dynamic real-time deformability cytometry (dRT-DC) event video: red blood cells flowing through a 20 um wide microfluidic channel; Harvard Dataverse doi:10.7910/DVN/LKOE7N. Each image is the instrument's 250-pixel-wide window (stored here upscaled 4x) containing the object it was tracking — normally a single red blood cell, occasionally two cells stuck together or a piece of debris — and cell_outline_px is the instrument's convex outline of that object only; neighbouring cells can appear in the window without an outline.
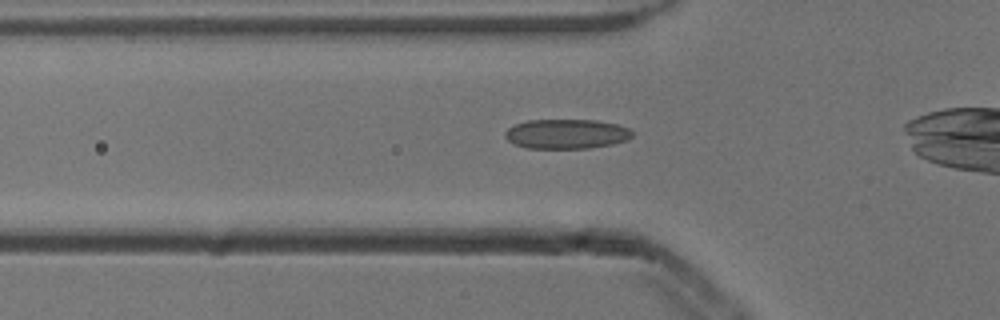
{"species": "common noctule bat (a hibernating species)", "species_latin": "Nyctalus noctula", "temperature_condition": "cold", "stored_images_in_passage": 38, "camera_frame_rate_fps": 3000, "um_per_image_px": 0.085, "animal": {"sex": "male", "body_mass_g": 13.3}, "frame": {"image": 1, "passage_image": 10, "time_ms": 3.0, "image_size_px": [1000, 320], "cell_outline_px": [[632, 136], [628, 140], [612, 144], [588, 148], [528, 148], [516, 144], [508, 140], [504, 136], [504, 132], [508, 128], [516, 124], [528, 120], [596, 120], [616, 124], [628, 128], [632, 132]], "centroid_in_image_um": [48.15, 11.38], "position_along_channel_um": 77.7, "area_um2": 21.85}}
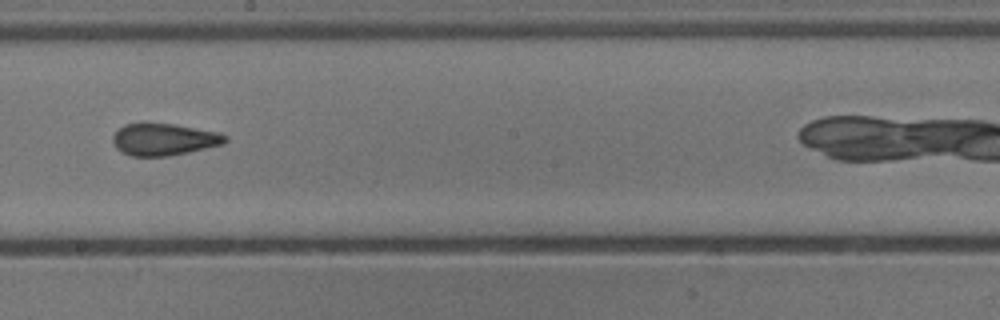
{"frame": {"image": 2, "passage_image": 22, "time_ms": 7.0, "image_size_px": [1000, 320], "cell_outline_px": [[228, 140], [224, 144], [188, 152], [168, 156], [132, 156], [120, 152], [116, 148], [112, 140], [112, 136], [124, 124], [140, 120], [148, 120], [176, 124], [220, 132], [228, 136]], "centroid_in_image_um": [13.91, 11.8], "position_along_channel_um": 234.3, "area_um2": 21.85}}
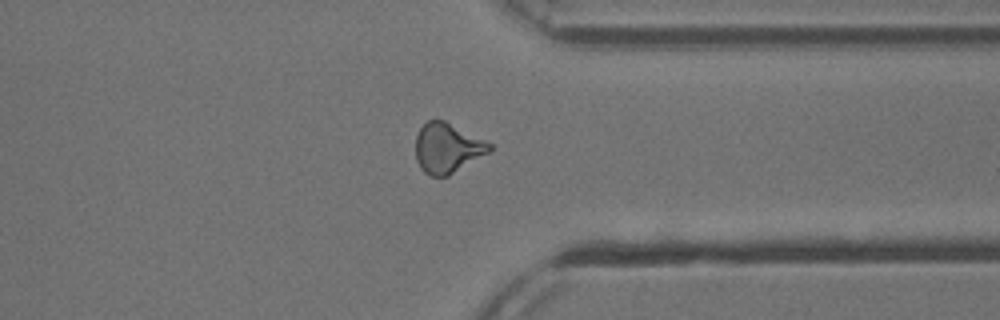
{"frame": {"image": 3, "passage_image": 33, "time_ms": 10.667, "image_size_px": [1000, 320], "cell_outline_px": [[492, 148], [488, 152], [448, 176], [432, 176], [424, 172], [420, 168], [416, 160], [416, 136], [420, 128], [428, 120], [444, 120], [492, 144]], "centroid_in_image_um": [37.99, 12.58], "position_along_channel_um": 373.4, "area_um2": 21.15}, "authors_computed_cell_mechanics": {"area_um2": 21.2993, "velocity_mm_per_s": 3.8774, "shape_relaxation_time_tau1_ms": 7.9944, "shape_relaxation_time_tau2_ms": 1.8066, "deformation_change_tau1": 0.1558, "deformation_change_tau2": 0.0936}}